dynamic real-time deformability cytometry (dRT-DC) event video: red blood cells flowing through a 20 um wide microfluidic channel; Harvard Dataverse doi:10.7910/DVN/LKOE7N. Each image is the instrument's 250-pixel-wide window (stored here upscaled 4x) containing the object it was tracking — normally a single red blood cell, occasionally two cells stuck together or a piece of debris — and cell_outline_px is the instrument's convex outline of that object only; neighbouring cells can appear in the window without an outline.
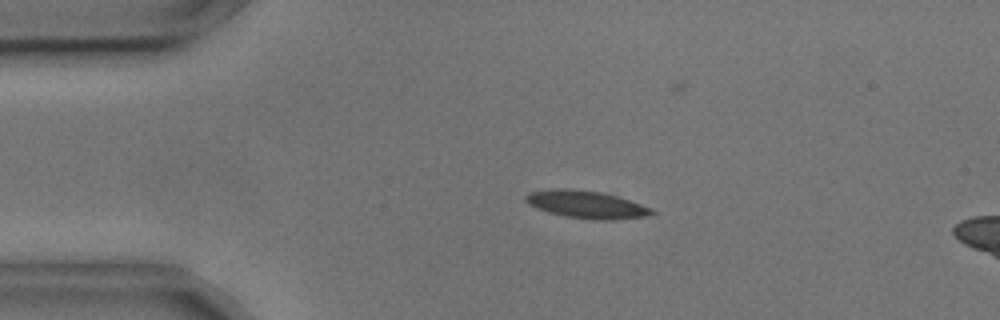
{"species": "common noctule bat (a hibernating species)", "species_latin": "Nyctalus noctula", "temperature_condition": "cold", "stored_images_in_passage": 53, "camera_frame_rate_fps": 3000, "um_per_image_px": 0.085, "animal": {"sex": "male", "body_mass_g": 17.9, "forearm_length_mm": 54.2}, "frame": {"image": 1, "passage_image": 8, "time_ms": 2.333, "image_size_px": [1000, 320], "cell_outline_px": [[656, 212], [652, 216], [612, 220], [592, 220], [564, 216], [548, 212], [528, 204], [524, 200], [524, 196], [528, 192], [556, 188], [568, 188], [600, 192], [616, 196], [652, 208]], "centroid_in_image_um": [49.84, 17.39], "position_along_channel_um": 35.2, "area_um2": 20.4}}
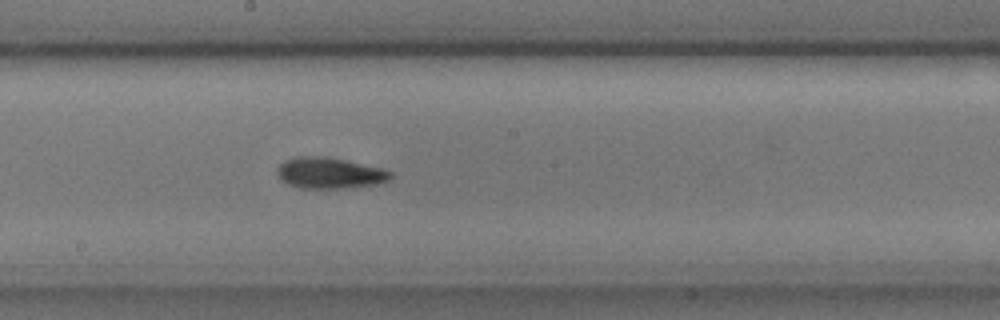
{"frame": {"image": 2, "passage_image": 26, "time_ms": 8.333, "image_size_px": [1000, 320], "cell_outline_px": [[392, 176], [388, 180], [376, 184], [344, 188], [296, 188], [280, 180], [276, 172], [276, 168], [284, 160], [296, 156], [324, 156], [344, 160], [380, 168], [392, 172]], "centroid_in_image_um": [27.94, 14.71], "position_along_channel_um": 220.3, "area_um2": 20.52}}
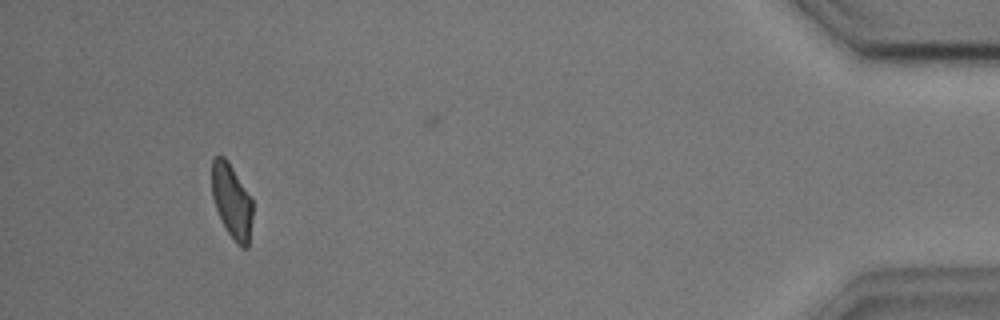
{"frame": {"image": 3, "passage_image": 48, "time_ms": 15.667, "image_size_px": [1000, 320], "cell_outline_px": [[252, 216], [248, 248], [240, 248], [236, 244], [228, 232], [216, 208], [212, 196], [212, 160], [216, 156], [224, 156], [228, 160], [252, 200]], "centroid_in_image_um": [19.7, 17.11], "position_along_channel_um": 415.5, "area_um2": 17.46}}